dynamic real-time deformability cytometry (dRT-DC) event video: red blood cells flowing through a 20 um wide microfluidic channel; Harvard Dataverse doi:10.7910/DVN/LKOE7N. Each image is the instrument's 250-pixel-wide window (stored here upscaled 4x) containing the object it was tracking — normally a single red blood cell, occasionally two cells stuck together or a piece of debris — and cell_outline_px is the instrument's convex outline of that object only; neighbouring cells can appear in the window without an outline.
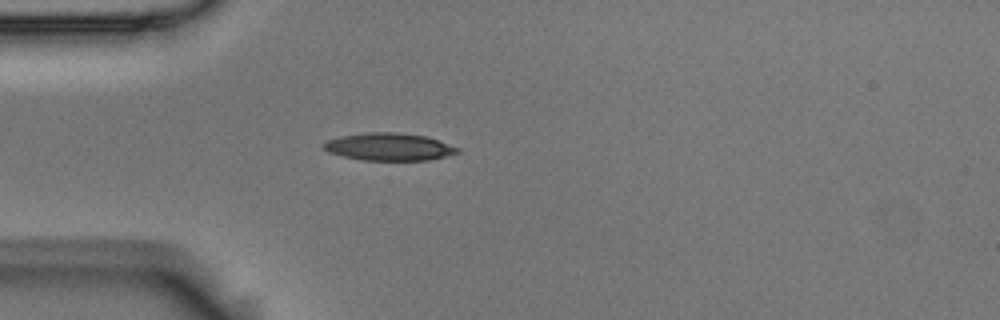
{"species": "Egyptian fruit bat (a non-hibernating species)", "species_latin": "Rousettus aegyptiacus", "temperature_condition": "room temperature", "stored_images_in_passage": 40, "camera_frame_rate_fps": 3000, "um_per_image_px": 0.085, "animal": {"sex": "male"}, "frame": {"image": 1, "passage_image": 1, "time_ms": 0.0, "image_size_px": [1000, 320], "cell_outline_px": [[460, 152], [428, 160], [364, 160], [344, 156], [328, 152], [320, 144], [328, 140], [340, 136], [368, 132], [396, 132], [424, 136], [460, 148]], "centroid_in_image_um": [33.03, 12.47], "position_along_channel_um": 52.0, "area_um2": 21.21}}
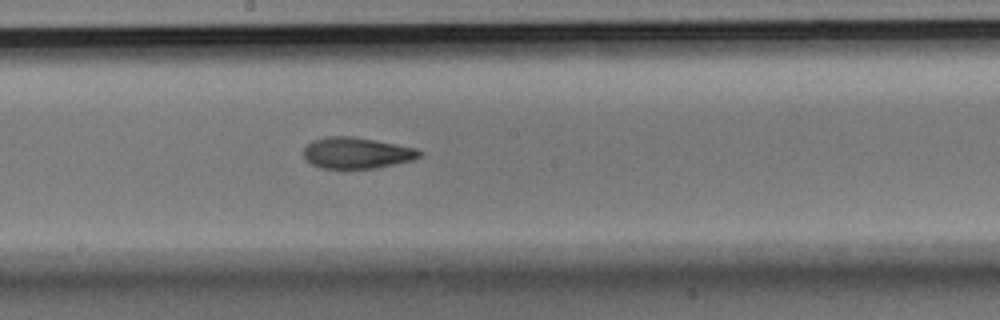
{"frame": {"image": 2, "passage_image": 15, "time_ms": 4.667, "image_size_px": [1000, 320], "cell_outline_px": [[424, 152], [420, 156], [412, 160], [376, 168], [344, 172], [320, 168], [312, 164], [304, 156], [304, 148], [312, 140], [328, 136], [352, 136], [376, 140], [416, 148]], "centroid_in_image_um": [30.3, 13.04], "position_along_channel_um": 217.9, "area_um2": 21.79}}
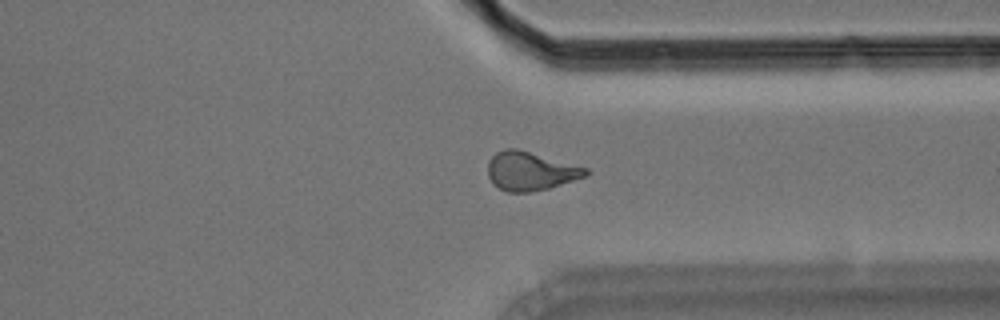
{"frame": {"image": 3, "passage_image": 27, "time_ms": 8.667, "image_size_px": [1000, 320], "cell_outline_px": [[592, 172], [588, 176], [548, 188], [528, 192], [508, 192], [492, 184], [488, 176], [488, 160], [496, 152], [504, 148], [516, 148], [588, 168]], "centroid_in_image_um": [45.09, 14.54], "position_along_channel_um": 366.3, "area_um2": 22.14}, "authors_computed_cell_mechanics": {"area_um2": 21.2993, "velocity_mm_per_s": 3.719, "shape_relaxation_time_tau1_ms": 3.5182, "shape_relaxation_time_tau2_ms": 2.3327, "deformation_change_tau1": 0.1586, "deformation_change_tau2": 0.1003}}